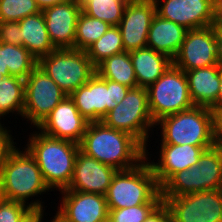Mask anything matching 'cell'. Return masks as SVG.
Returning <instances> with one entry per match:
<instances>
[{
    "instance_id": "obj_21",
    "label": "cell",
    "mask_w": 222,
    "mask_h": 222,
    "mask_svg": "<svg viewBox=\"0 0 222 222\" xmlns=\"http://www.w3.org/2000/svg\"><path fill=\"white\" fill-rule=\"evenodd\" d=\"M187 31L185 27L156 13L149 28L146 47L163 53L173 60L180 50Z\"/></svg>"
},
{
    "instance_id": "obj_12",
    "label": "cell",
    "mask_w": 222,
    "mask_h": 222,
    "mask_svg": "<svg viewBox=\"0 0 222 222\" xmlns=\"http://www.w3.org/2000/svg\"><path fill=\"white\" fill-rule=\"evenodd\" d=\"M172 222H222V189L162 197Z\"/></svg>"
},
{
    "instance_id": "obj_15",
    "label": "cell",
    "mask_w": 222,
    "mask_h": 222,
    "mask_svg": "<svg viewBox=\"0 0 222 222\" xmlns=\"http://www.w3.org/2000/svg\"><path fill=\"white\" fill-rule=\"evenodd\" d=\"M61 192L62 203L55 214L61 222H108L105 195L71 190Z\"/></svg>"
},
{
    "instance_id": "obj_41",
    "label": "cell",
    "mask_w": 222,
    "mask_h": 222,
    "mask_svg": "<svg viewBox=\"0 0 222 222\" xmlns=\"http://www.w3.org/2000/svg\"><path fill=\"white\" fill-rule=\"evenodd\" d=\"M68 0H35L38 8L43 11L44 9L48 8V7H52L56 4H61L64 3Z\"/></svg>"
},
{
    "instance_id": "obj_7",
    "label": "cell",
    "mask_w": 222,
    "mask_h": 222,
    "mask_svg": "<svg viewBox=\"0 0 222 222\" xmlns=\"http://www.w3.org/2000/svg\"><path fill=\"white\" fill-rule=\"evenodd\" d=\"M38 66L70 96L96 73L86 51L75 48L55 49L38 60Z\"/></svg>"
},
{
    "instance_id": "obj_16",
    "label": "cell",
    "mask_w": 222,
    "mask_h": 222,
    "mask_svg": "<svg viewBox=\"0 0 222 222\" xmlns=\"http://www.w3.org/2000/svg\"><path fill=\"white\" fill-rule=\"evenodd\" d=\"M156 14L154 0H129L124 8L118 27L122 35L124 50L145 48L153 17Z\"/></svg>"
},
{
    "instance_id": "obj_3",
    "label": "cell",
    "mask_w": 222,
    "mask_h": 222,
    "mask_svg": "<svg viewBox=\"0 0 222 222\" xmlns=\"http://www.w3.org/2000/svg\"><path fill=\"white\" fill-rule=\"evenodd\" d=\"M16 148L11 151L0 171V197L27 204L32 210H43L41 201L36 198L33 202L32 197H38L50 189L29 151ZM30 198L32 201L29 204L27 201Z\"/></svg>"
},
{
    "instance_id": "obj_34",
    "label": "cell",
    "mask_w": 222,
    "mask_h": 222,
    "mask_svg": "<svg viewBox=\"0 0 222 222\" xmlns=\"http://www.w3.org/2000/svg\"><path fill=\"white\" fill-rule=\"evenodd\" d=\"M21 27L19 22L0 21V43L22 46Z\"/></svg>"
},
{
    "instance_id": "obj_17",
    "label": "cell",
    "mask_w": 222,
    "mask_h": 222,
    "mask_svg": "<svg viewBox=\"0 0 222 222\" xmlns=\"http://www.w3.org/2000/svg\"><path fill=\"white\" fill-rule=\"evenodd\" d=\"M87 121L78 111L73 99L66 96L37 127L54 138L80 143L87 129Z\"/></svg>"
},
{
    "instance_id": "obj_22",
    "label": "cell",
    "mask_w": 222,
    "mask_h": 222,
    "mask_svg": "<svg viewBox=\"0 0 222 222\" xmlns=\"http://www.w3.org/2000/svg\"><path fill=\"white\" fill-rule=\"evenodd\" d=\"M221 65L185 71L190 98L195 106L211 107L217 100Z\"/></svg>"
},
{
    "instance_id": "obj_8",
    "label": "cell",
    "mask_w": 222,
    "mask_h": 222,
    "mask_svg": "<svg viewBox=\"0 0 222 222\" xmlns=\"http://www.w3.org/2000/svg\"><path fill=\"white\" fill-rule=\"evenodd\" d=\"M147 92L148 107L154 123L195 106L190 98L186 73L173 63L147 88Z\"/></svg>"
},
{
    "instance_id": "obj_26",
    "label": "cell",
    "mask_w": 222,
    "mask_h": 222,
    "mask_svg": "<svg viewBox=\"0 0 222 222\" xmlns=\"http://www.w3.org/2000/svg\"><path fill=\"white\" fill-rule=\"evenodd\" d=\"M96 73L129 88L137 87V80L129 52H121L107 57L96 67Z\"/></svg>"
},
{
    "instance_id": "obj_30",
    "label": "cell",
    "mask_w": 222,
    "mask_h": 222,
    "mask_svg": "<svg viewBox=\"0 0 222 222\" xmlns=\"http://www.w3.org/2000/svg\"><path fill=\"white\" fill-rule=\"evenodd\" d=\"M110 26L107 22L90 17L81 11L77 20L74 48L85 51L100 39Z\"/></svg>"
},
{
    "instance_id": "obj_4",
    "label": "cell",
    "mask_w": 222,
    "mask_h": 222,
    "mask_svg": "<svg viewBox=\"0 0 222 222\" xmlns=\"http://www.w3.org/2000/svg\"><path fill=\"white\" fill-rule=\"evenodd\" d=\"M148 154V150H145V159L140 164L128 170H117L113 175L105 195L108 210L160 204L163 201L160 187L147 162Z\"/></svg>"
},
{
    "instance_id": "obj_44",
    "label": "cell",
    "mask_w": 222,
    "mask_h": 222,
    "mask_svg": "<svg viewBox=\"0 0 222 222\" xmlns=\"http://www.w3.org/2000/svg\"><path fill=\"white\" fill-rule=\"evenodd\" d=\"M51 222H61L56 216L51 220Z\"/></svg>"
},
{
    "instance_id": "obj_25",
    "label": "cell",
    "mask_w": 222,
    "mask_h": 222,
    "mask_svg": "<svg viewBox=\"0 0 222 222\" xmlns=\"http://www.w3.org/2000/svg\"><path fill=\"white\" fill-rule=\"evenodd\" d=\"M38 65V60L24 47L0 43V70L5 76L25 80Z\"/></svg>"
},
{
    "instance_id": "obj_11",
    "label": "cell",
    "mask_w": 222,
    "mask_h": 222,
    "mask_svg": "<svg viewBox=\"0 0 222 222\" xmlns=\"http://www.w3.org/2000/svg\"><path fill=\"white\" fill-rule=\"evenodd\" d=\"M24 81L23 118L37 128L67 94L38 65Z\"/></svg>"
},
{
    "instance_id": "obj_28",
    "label": "cell",
    "mask_w": 222,
    "mask_h": 222,
    "mask_svg": "<svg viewBox=\"0 0 222 222\" xmlns=\"http://www.w3.org/2000/svg\"><path fill=\"white\" fill-rule=\"evenodd\" d=\"M129 0H82L81 11L90 17L118 26Z\"/></svg>"
},
{
    "instance_id": "obj_2",
    "label": "cell",
    "mask_w": 222,
    "mask_h": 222,
    "mask_svg": "<svg viewBox=\"0 0 222 222\" xmlns=\"http://www.w3.org/2000/svg\"><path fill=\"white\" fill-rule=\"evenodd\" d=\"M31 134L26 149L37 162L49 189L62 191L70 185L74 174L78 143L47 136L42 132Z\"/></svg>"
},
{
    "instance_id": "obj_9",
    "label": "cell",
    "mask_w": 222,
    "mask_h": 222,
    "mask_svg": "<svg viewBox=\"0 0 222 222\" xmlns=\"http://www.w3.org/2000/svg\"><path fill=\"white\" fill-rule=\"evenodd\" d=\"M101 121L110 128L131 134L147 150L149 129L155 127L148 107L147 88H130L122 102L109 111Z\"/></svg>"
},
{
    "instance_id": "obj_19",
    "label": "cell",
    "mask_w": 222,
    "mask_h": 222,
    "mask_svg": "<svg viewBox=\"0 0 222 222\" xmlns=\"http://www.w3.org/2000/svg\"><path fill=\"white\" fill-rule=\"evenodd\" d=\"M47 31L56 49L74 48L80 2L68 0L44 9Z\"/></svg>"
},
{
    "instance_id": "obj_1",
    "label": "cell",
    "mask_w": 222,
    "mask_h": 222,
    "mask_svg": "<svg viewBox=\"0 0 222 222\" xmlns=\"http://www.w3.org/2000/svg\"><path fill=\"white\" fill-rule=\"evenodd\" d=\"M79 146L85 155L116 170L134 168L145 159V147L135 137L102 121L89 122Z\"/></svg>"
},
{
    "instance_id": "obj_27",
    "label": "cell",
    "mask_w": 222,
    "mask_h": 222,
    "mask_svg": "<svg viewBox=\"0 0 222 222\" xmlns=\"http://www.w3.org/2000/svg\"><path fill=\"white\" fill-rule=\"evenodd\" d=\"M25 104V81L16 76H5L0 83V120L9 113L23 117Z\"/></svg>"
},
{
    "instance_id": "obj_14",
    "label": "cell",
    "mask_w": 222,
    "mask_h": 222,
    "mask_svg": "<svg viewBox=\"0 0 222 222\" xmlns=\"http://www.w3.org/2000/svg\"><path fill=\"white\" fill-rule=\"evenodd\" d=\"M156 13L187 30L211 26L216 19L215 0H154ZM161 6V7H160Z\"/></svg>"
},
{
    "instance_id": "obj_43",
    "label": "cell",
    "mask_w": 222,
    "mask_h": 222,
    "mask_svg": "<svg viewBox=\"0 0 222 222\" xmlns=\"http://www.w3.org/2000/svg\"><path fill=\"white\" fill-rule=\"evenodd\" d=\"M4 78H5V75H3V70H0V83H2Z\"/></svg>"
},
{
    "instance_id": "obj_36",
    "label": "cell",
    "mask_w": 222,
    "mask_h": 222,
    "mask_svg": "<svg viewBox=\"0 0 222 222\" xmlns=\"http://www.w3.org/2000/svg\"><path fill=\"white\" fill-rule=\"evenodd\" d=\"M143 222H172L168 206L162 201Z\"/></svg>"
},
{
    "instance_id": "obj_20",
    "label": "cell",
    "mask_w": 222,
    "mask_h": 222,
    "mask_svg": "<svg viewBox=\"0 0 222 222\" xmlns=\"http://www.w3.org/2000/svg\"><path fill=\"white\" fill-rule=\"evenodd\" d=\"M211 147L213 146L161 144L158 163L149 161L159 187L174 173L196 165L200 155Z\"/></svg>"
},
{
    "instance_id": "obj_31",
    "label": "cell",
    "mask_w": 222,
    "mask_h": 222,
    "mask_svg": "<svg viewBox=\"0 0 222 222\" xmlns=\"http://www.w3.org/2000/svg\"><path fill=\"white\" fill-rule=\"evenodd\" d=\"M40 11L35 0H0L1 22H18Z\"/></svg>"
},
{
    "instance_id": "obj_38",
    "label": "cell",
    "mask_w": 222,
    "mask_h": 222,
    "mask_svg": "<svg viewBox=\"0 0 222 222\" xmlns=\"http://www.w3.org/2000/svg\"><path fill=\"white\" fill-rule=\"evenodd\" d=\"M214 113L215 145L222 147V111Z\"/></svg>"
},
{
    "instance_id": "obj_13",
    "label": "cell",
    "mask_w": 222,
    "mask_h": 222,
    "mask_svg": "<svg viewBox=\"0 0 222 222\" xmlns=\"http://www.w3.org/2000/svg\"><path fill=\"white\" fill-rule=\"evenodd\" d=\"M173 64L184 72L221 65L211 26L188 30Z\"/></svg>"
},
{
    "instance_id": "obj_37",
    "label": "cell",
    "mask_w": 222,
    "mask_h": 222,
    "mask_svg": "<svg viewBox=\"0 0 222 222\" xmlns=\"http://www.w3.org/2000/svg\"><path fill=\"white\" fill-rule=\"evenodd\" d=\"M211 28L216 38L218 57L222 63V18L216 17L214 22L211 24Z\"/></svg>"
},
{
    "instance_id": "obj_18",
    "label": "cell",
    "mask_w": 222,
    "mask_h": 222,
    "mask_svg": "<svg viewBox=\"0 0 222 222\" xmlns=\"http://www.w3.org/2000/svg\"><path fill=\"white\" fill-rule=\"evenodd\" d=\"M116 169L103 164L79 150L74 163V174L67 189L106 195Z\"/></svg>"
},
{
    "instance_id": "obj_24",
    "label": "cell",
    "mask_w": 222,
    "mask_h": 222,
    "mask_svg": "<svg viewBox=\"0 0 222 222\" xmlns=\"http://www.w3.org/2000/svg\"><path fill=\"white\" fill-rule=\"evenodd\" d=\"M18 22L21 27L22 46L37 60L56 49L50 40L42 11Z\"/></svg>"
},
{
    "instance_id": "obj_40",
    "label": "cell",
    "mask_w": 222,
    "mask_h": 222,
    "mask_svg": "<svg viewBox=\"0 0 222 222\" xmlns=\"http://www.w3.org/2000/svg\"><path fill=\"white\" fill-rule=\"evenodd\" d=\"M44 210H33L21 222H43Z\"/></svg>"
},
{
    "instance_id": "obj_23",
    "label": "cell",
    "mask_w": 222,
    "mask_h": 222,
    "mask_svg": "<svg viewBox=\"0 0 222 222\" xmlns=\"http://www.w3.org/2000/svg\"><path fill=\"white\" fill-rule=\"evenodd\" d=\"M137 86L148 88L171 66L173 60L167 55L145 47L130 51Z\"/></svg>"
},
{
    "instance_id": "obj_29",
    "label": "cell",
    "mask_w": 222,
    "mask_h": 222,
    "mask_svg": "<svg viewBox=\"0 0 222 222\" xmlns=\"http://www.w3.org/2000/svg\"><path fill=\"white\" fill-rule=\"evenodd\" d=\"M91 63L96 67L107 57L124 52L122 35L118 26H110L104 35L86 50Z\"/></svg>"
},
{
    "instance_id": "obj_10",
    "label": "cell",
    "mask_w": 222,
    "mask_h": 222,
    "mask_svg": "<svg viewBox=\"0 0 222 222\" xmlns=\"http://www.w3.org/2000/svg\"><path fill=\"white\" fill-rule=\"evenodd\" d=\"M129 87L104 79L95 73L89 81L77 88L70 97L79 113L89 122L101 121L126 97Z\"/></svg>"
},
{
    "instance_id": "obj_39",
    "label": "cell",
    "mask_w": 222,
    "mask_h": 222,
    "mask_svg": "<svg viewBox=\"0 0 222 222\" xmlns=\"http://www.w3.org/2000/svg\"><path fill=\"white\" fill-rule=\"evenodd\" d=\"M219 92L217 96L216 102L210 107L212 112H220L222 111V64H221V72H220V84H219Z\"/></svg>"
},
{
    "instance_id": "obj_35",
    "label": "cell",
    "mask_w": 222,
    "mask_h": 222,
    "mask_svg": "<svg viewBox=\"0 0 222 222\" xmlns=\"http://www.w3.org/2000/svg\"><path fill=\"white\" fill-rule=\"evenodd\" d=\"M10 132L11 131L7 130L3 125L0 126V171L2 166L6 163L9 154L16 147L14 146L16 142L12 140L13 136Z\"/></svg>"
},
{
    "instance_id": "obj_32",
    "label": "cell",
    "mask_w": 222,
    "mask_h": 222,
    "mask_svg": "<svg viewBox=\"0 0 222 222\" xmlns=\"http://www.w3.org/2000/svg\"><path fill=\"white\" fill-rule=\"evenodd\" d=\"M158 205L142 204L122 209H111L108 222H143Z\"/></svg>"
},
{
    "instance_id": "obj_6",
    "label": "cell",
    "mask_w": 222,
    "mask_h": 222,
    "mask_svg": "<svg viewBox=\"0 0 222 222\" xmlns=\"http://www.w3.org/2000/svg\"><path fill=\"white\" fill-rule=\"evenodd\" d=\"M222 189V147L206 149L199 162L174 173L161 187L162 197H178L189 193Z\"/></svg>"
},
{
    "instance_id": "obj_42",
    "label": "cell",
    "mask_w": 222,
    "mask_h": 222,
    "mask_svg": "<svg viewBox=\"0 0 222 222\" xmlns=\"http://www.w3.org/2000/svg\"><path fill=\"white\" fill-rule=\"evenodd\" d=\"M216 4V17L222 18V0H215Z\"/></svg>"
},
{
    "instance_id": "obj_5",
    "label": "cell",
    "mask_w": 222,
    "mask_h": 222,
    "mask_svg": "<svg viewBox=\"0 0 222 222\" xmlns=\"http://www.w3.org/2000/svg\"><path fill=\"white\" fill-rule=\"evenodd\" d=\"M160 125V144L215 146L214 113L209 107L193 108L165 116L155 123Z\"/></svg>"
},
{
    "instance_id": "obj_33",
    "label": "cell",
    "mask_w": 222,
    "mask_h": 222,
    "mask_svg": "<svg viewBox=\"0 0 222 222\" xmlns=\"http://www.w3.org/2000/svg\"><path fill=\"white\" fill-rule=\"evenodd\" d=\"M32 211L25 204L0 197V222H21Z\"/></svg>"
}]
</instances>
